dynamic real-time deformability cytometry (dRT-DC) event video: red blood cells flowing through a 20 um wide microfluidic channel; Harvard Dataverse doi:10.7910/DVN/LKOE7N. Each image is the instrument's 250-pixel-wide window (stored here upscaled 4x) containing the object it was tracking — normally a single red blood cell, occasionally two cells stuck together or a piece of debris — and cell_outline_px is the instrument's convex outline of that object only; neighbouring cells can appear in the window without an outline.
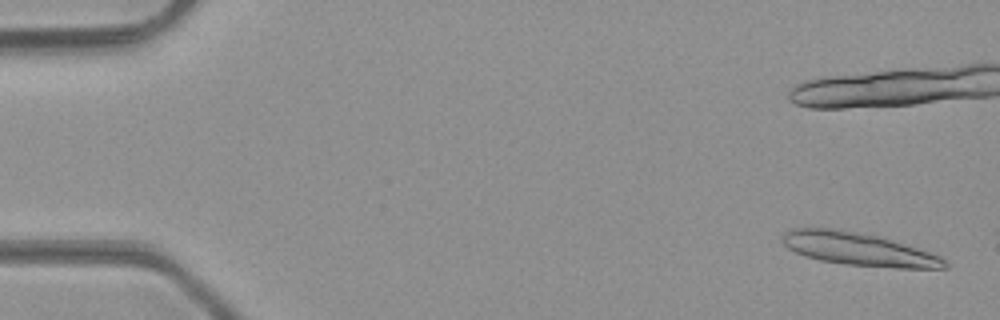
{"species": "common noctule bat (a hibernating species)", "species_latin": "Nyctalus noctula", "temperature_condition": "room temperature", "stored_images_in_passage": 8, "camera_frame_rate_fps": 3000, "um_per_image_px": 0.085, "animal": {"sex": "male", "body_mass_g": 23.1, "forearm_length_mm": 52.7}, "frame": {"image": 1, "passage_image": 2, "time_ms": 0.333, "image_size_px": [1000, 320], "cell_outline_px": [[948, 268], [896, 268], [844, 264], [820, 260], [804, 256], [788, 248], [780, 240], [780, 236], [788, 228], [832, 228], [872, 232], [940, 256], [948, 264]], "centroid_in_image_um": [72.94, 21.14], "position_along_channel_um": 12.1, "area_um2": 31.85}}